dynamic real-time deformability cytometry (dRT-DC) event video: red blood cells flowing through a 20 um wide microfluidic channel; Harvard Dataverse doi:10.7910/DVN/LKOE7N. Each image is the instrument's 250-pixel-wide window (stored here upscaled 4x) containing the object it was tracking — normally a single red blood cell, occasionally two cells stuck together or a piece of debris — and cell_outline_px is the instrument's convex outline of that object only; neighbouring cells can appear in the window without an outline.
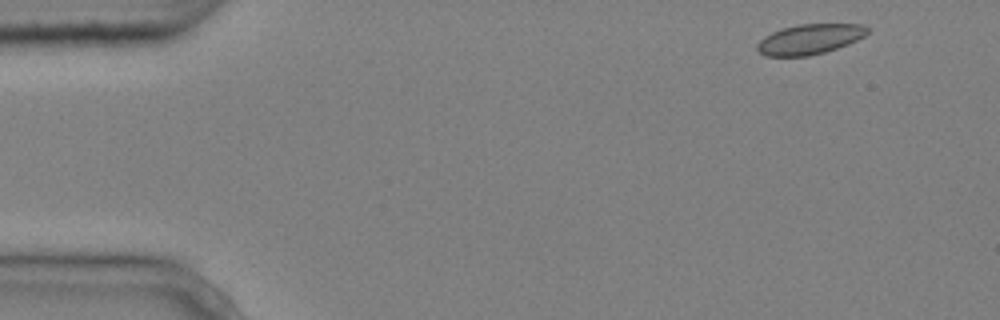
{"species": "common noctule bat (a hibernating species)", "species_latin": "Nyctalus noctula", "temperature_condition": "cold", "stored_images_in_passage": 4, "camera_frame_rate_fps": 3000, "um_per_image_px": 0.085, "animal": {"sex": "male", "body_mass_g": 20.4}, "frame": {"image": 1, "passage_image": 1, "time_ms": 0.0, "image_size_px": [1000, 320], "cell_outline_px": [[872, 28], [864, 36], [848, 44], [824, 52], [808, 56], [764, 56], [756, 48], [756, 44], [764, 36], [772, 32], [784, 28], [800, 24], [860, 24]], "centroid_in_image_um": [68.82, 3.33], "position_along_channel_um": 16.2, "area_um2": 19.31}}
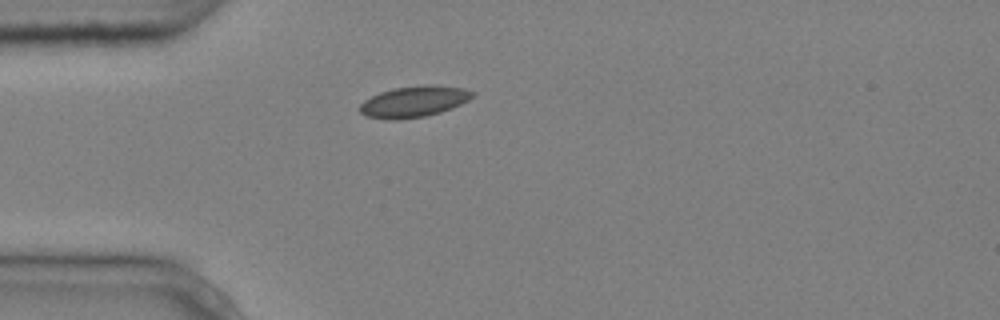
{"frame": {"image": 2, "passage_image": 3, "time_ms": 0.667, "image_size_px": [1000, 320], "cell_outline_px": [[476, 92], [468, 100], [452, 108], [440, 112], [424, 116], [400, 120], [388, 120], [368, 116], [360, 112], [356, 108], [364, 100], [380, 92], [392, 88], [424, 84], [428, 84], [464, 88]], "centroid_in_image_um": [35.16, 8.63], "position_along_channel_um": 49.8, "area_um2": 20.58}}